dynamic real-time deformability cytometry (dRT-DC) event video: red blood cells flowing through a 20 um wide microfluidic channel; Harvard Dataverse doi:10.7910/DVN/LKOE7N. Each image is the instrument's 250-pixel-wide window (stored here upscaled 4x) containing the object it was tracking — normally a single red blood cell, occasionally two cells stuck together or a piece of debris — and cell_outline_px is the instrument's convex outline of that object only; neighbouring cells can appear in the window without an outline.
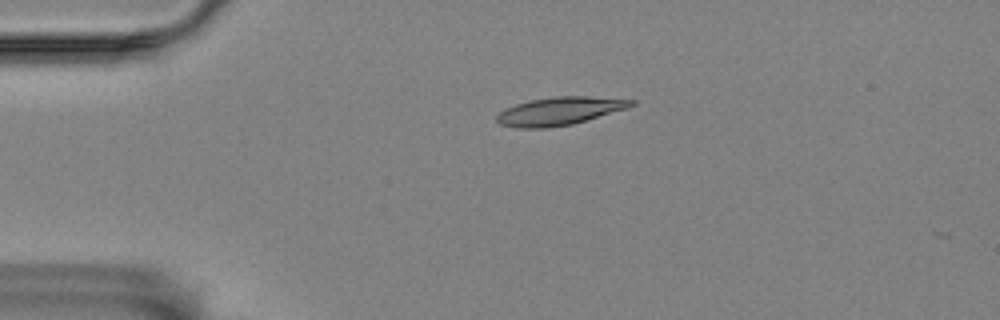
{"species": "Egyptian fruit bat (a non-hibernating species)", "species_latin": "Rousettus aegyptiacus", "temperature_condition": "room temperature", "stored_images_in_passage": 2, "camera_frame_rate_fps": 3000, "um_per_image_px": 0.085, "animal": {"sex": "female"}, "frame": {"image": 1, "passage_image": 1, "time_ms": 0.0, "image_size_px": [1000, 320], "cell_outline_px": [[636, 104], [628, 108], [572, 124], [548, 128], [516, 128], [500, 124], [496, 120], [496, 116], [500, 112], [516, 104], [532, 100], [556, 96], [588, 96], [636, 100]], "centroid_in_image_um": [47.59, 9.44], "position_along_channel_um": 37.4, "area_um2": 21.85}}